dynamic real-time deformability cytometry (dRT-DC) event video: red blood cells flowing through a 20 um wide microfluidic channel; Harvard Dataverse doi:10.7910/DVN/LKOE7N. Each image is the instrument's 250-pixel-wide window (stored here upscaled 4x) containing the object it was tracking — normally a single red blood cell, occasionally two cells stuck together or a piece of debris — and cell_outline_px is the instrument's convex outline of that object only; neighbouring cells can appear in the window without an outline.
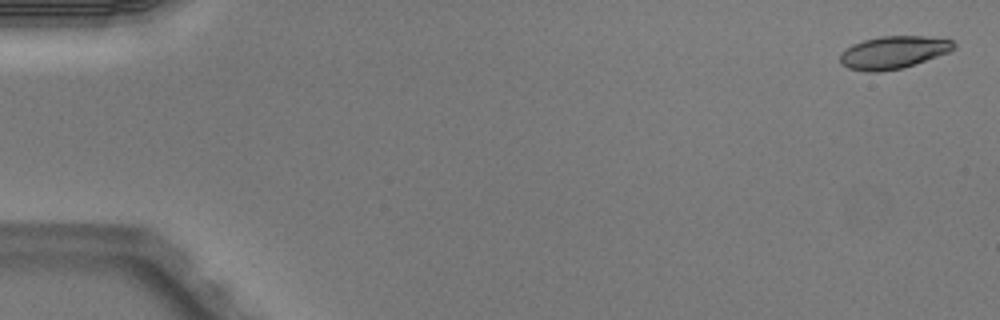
{"species": "Egyptian fruit bat (a non-hibernating species)", "species_latin": "Rousettus aegyptiacus", "temperature_condition": "warm", "stored_images_in_passage": 4, "camera_frame_rate_fps": 3000, "um_per_image_px": 0.085, "animal": {"sex": "male"}, "frame": {"image": 1, "passage_image": 1, "time_ms": 0.0, "image_size_px": [1000, 320], "cell_outline_px": [[956, 48], [948, 52], [916, 64], [904, 68], [880, 72], [864, 72], [848, 68], [840, 64], [840, 52], [844, 48], [852, 44], [864, 40], [880, 36], [924, 36], [952, 40], [956, 44]], "centroid_in_image_um": [75.9, 4.46], "position_along_channel_um": 9.1, "area_um2": 21.91}}